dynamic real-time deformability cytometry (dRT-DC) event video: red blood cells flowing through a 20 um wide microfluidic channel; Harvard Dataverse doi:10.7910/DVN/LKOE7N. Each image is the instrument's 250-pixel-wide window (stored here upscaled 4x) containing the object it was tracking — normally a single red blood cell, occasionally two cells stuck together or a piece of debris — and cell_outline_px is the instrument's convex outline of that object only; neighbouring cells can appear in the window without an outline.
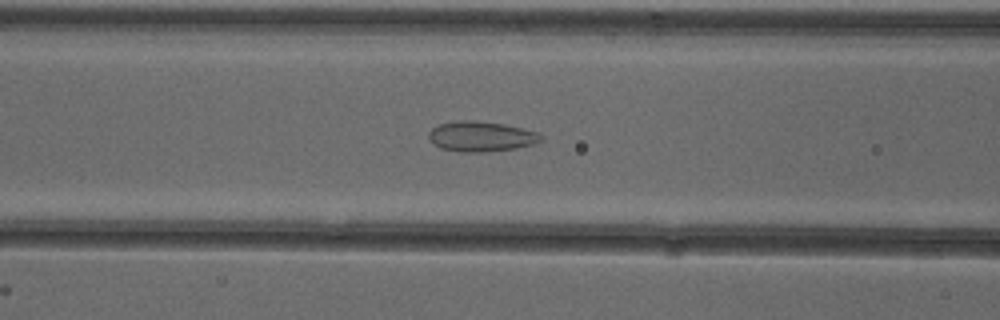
{"species": "common noctule bat (a hibernating species)", "species_latin": "Nyctalus noctula", "temperature_condition": "cold", "stored_images_in_passage": 53, "camera_frame_rate_fps": 3000, "um_per_image_px": 0.085, "animal": {"sex": "female"}, "frame": {"image": 1, "passage_image": 22, "time_ms": 7.0, "image_size_px": [1000, 320], "cell_outline_px": [[544, 136], [536, 144], [516, 148], [484, 152], [460, 152], [440, 148], [428, 136], [428, 132], [432, 128], [440, 124], [460, 120], [472, 120], [504, 124], [540, 132]], "centroid_in_image_um": [40.94, 11.6], "position_along_channel_um": 125.7, "area_um2": 19.77}}
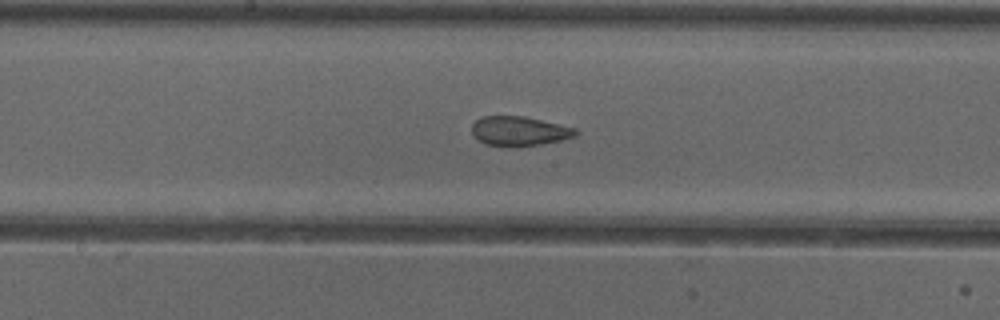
{"frame": {"image": 2, "passage_image": 28, "time_ms": 9.0, "image_size_px": [1000, 320], "cell_outline_px": [[580, 132], [576, 136], [560, 140], [540, 144], [484, 144], [472, 136], [472, 124], [476, 120], [484, 116], [524, 116], [576, 128]], "centroid_in_image_um": [44.14, 11.1], "position_along_channel_um": 204.1, "area_um2": 17.28}}
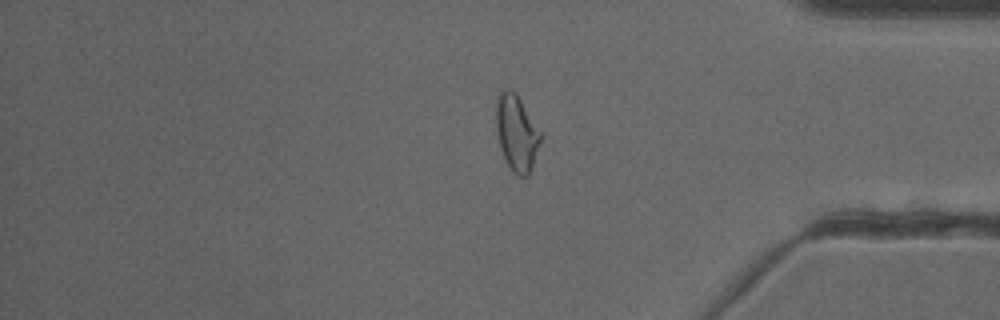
{"frame": {"image": 3, "passage_image": 44, "time_ms": 14.333, "image_size_px": [1000, 320], "cell_outline_px": [[540, 140], [532, 168], [528, 176], [520, 176], [512, 172], [500, 148], [496, 128], [496, 96], [504, 88], [508, 88], [516, 92], [540, 132]], "centroid_in_image_um": [43.88, 11.27], "position_along_channel_um": 391.3, "area_um2": 19.48}, "authors_computed_cell_mechanics": {"area_um2": 20.9236, "velocity_mm_per_s": 3.9091, "shape_relaxation_time_tau1_ms": null, "shape_relaxation_time_tau2_ms": 1.6382, "deformation_change_tau1": null, "deformation_change_tau2": 0.0664}}